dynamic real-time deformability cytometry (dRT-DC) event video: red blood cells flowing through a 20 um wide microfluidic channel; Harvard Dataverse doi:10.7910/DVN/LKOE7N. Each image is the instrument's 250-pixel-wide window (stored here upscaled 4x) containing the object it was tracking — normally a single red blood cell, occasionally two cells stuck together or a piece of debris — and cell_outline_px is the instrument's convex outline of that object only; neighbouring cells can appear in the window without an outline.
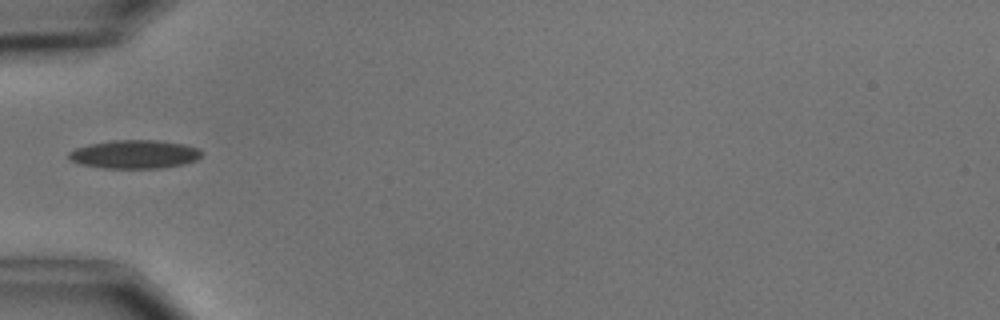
{"species": "common noctule bat (a hibernating species)", "species_latin": "Nyctalus noctula", "temperature_condition": "cold", "stored_images_in_passage": 4, "camera_frame_rate_fps": 3000, "um_per_image_px": 0.085, "animal": {"sex": "male", "body_mass_g": 15.6}, "frame": {"image": 1, "passage_image": 3, "time_ms": 3.333, "image_size_px": [1000, 320], "cell_outline_px": [[204, 152], [196, 160], [184, 164], [164, 168], [104, 168], [80, 164], [68, 160], [68, 152], [76, 148], [88, 144], [112, 140], [156, 140], [184, 144], [200, 148]], "centroid_in_image_um": [11.44, 13.11], "position_along_channel_um": 73.6, "area_um2": 22.31}}